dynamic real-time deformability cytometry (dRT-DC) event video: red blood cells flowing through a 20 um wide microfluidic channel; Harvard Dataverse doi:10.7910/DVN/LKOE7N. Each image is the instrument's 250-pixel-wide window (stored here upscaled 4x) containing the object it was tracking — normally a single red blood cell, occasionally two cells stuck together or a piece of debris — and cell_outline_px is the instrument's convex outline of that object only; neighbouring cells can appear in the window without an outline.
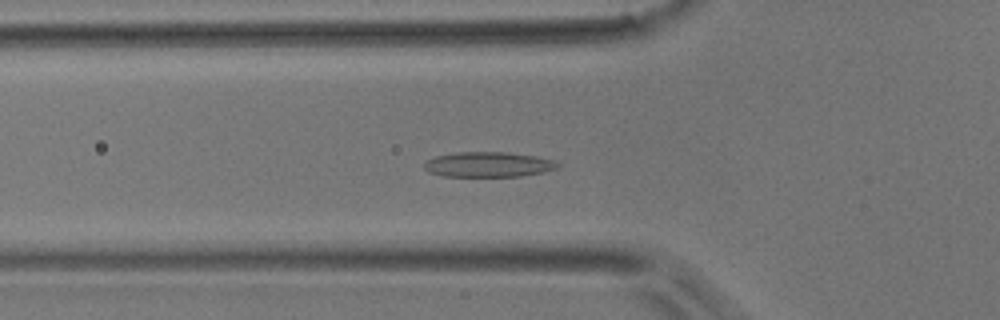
{"species": "common noctule bat (a hibernating species)", "species_latin": "Nyctalus noctula", "temperature_condition": "room temperature", "stored_images_in_passage": 41, "camera_frame_rate_fps": 3000, "um_per_image_px": 0.085, "animal": {"sex": "male", "body_mass_g": 17.9}, "frame": {"image": 1, "passage_image": 7, "time_ms": 2.0, "image_size_px": [1000, 320], "cell_outline_px": [[560, 168], [544, 172], [520, 176], [444, 176], [428, 172], [424, 168], [424, 160], [436, 156], [456, 152], [508, 152], [536, 156], [556, 160], [560, 164]], "centroid_in_image_um": [41.53, 13.97], "position_along_channel_um": 84.3, "area_um2": 19.77}}
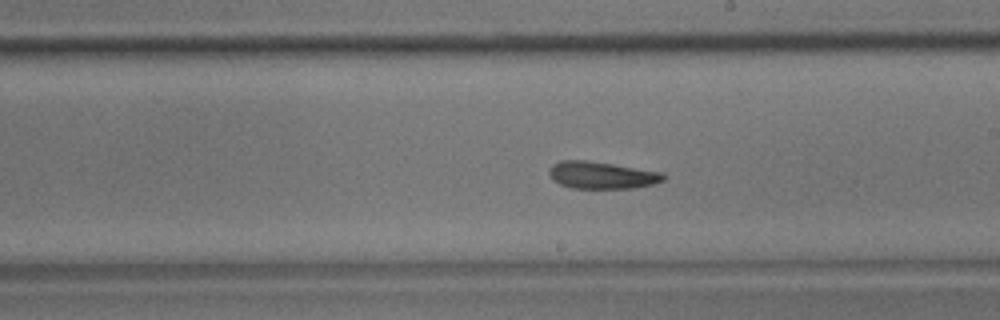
{"frame": {"image": 2, "passage_image": 19, "time_ms": 6.0, "image_size_px": [1000, 320], "cell_outline_px": [[668, 176], [664, 180], [652, 184], [632, 188], [572, 188], [560, 184], [552, 180], [548, 172], [548, 168], [552, 164], [560, 160], [588, 160], [664, 172]], "centroid_in_image_um": [51.14, 14.88], "position_along_channel_um": 237.9, "area_um2": 18.32}}
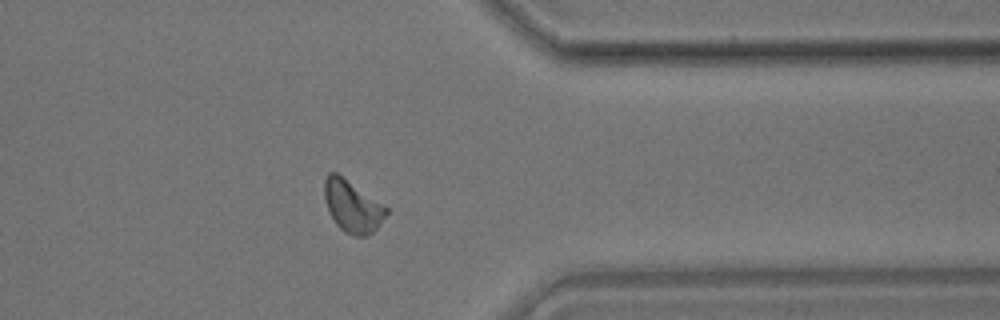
{"frame": {"image": 3, "passage_image": 31, "time_ms": 10.0, "image_size_px": [1000, 320], "cell_outline_px": [[388, 212], [376, 228], [368, 236], [352, 236], [344, 232], [336, 224], [328, 212], [324, 196], [324, 180], [328, 172], [336, 172], [384, 204], [388, 208]], "centroid_in_image_um": [29.93, 17.53], "position_along_channel_um": 381.5, "area_um2": 18.79}, "authors_computed_cell_mechanics": {"area_um2": 18.0914, "velocity_mm_per_s": 3.8289, "shape_relaxation_time_tau1_ms": 5.2095, "shape_relaxation_time_tau2_ms": 4.7782, "deformation_change_tau1": 0.1246, "deformation_change_tau2": 0.1129}}